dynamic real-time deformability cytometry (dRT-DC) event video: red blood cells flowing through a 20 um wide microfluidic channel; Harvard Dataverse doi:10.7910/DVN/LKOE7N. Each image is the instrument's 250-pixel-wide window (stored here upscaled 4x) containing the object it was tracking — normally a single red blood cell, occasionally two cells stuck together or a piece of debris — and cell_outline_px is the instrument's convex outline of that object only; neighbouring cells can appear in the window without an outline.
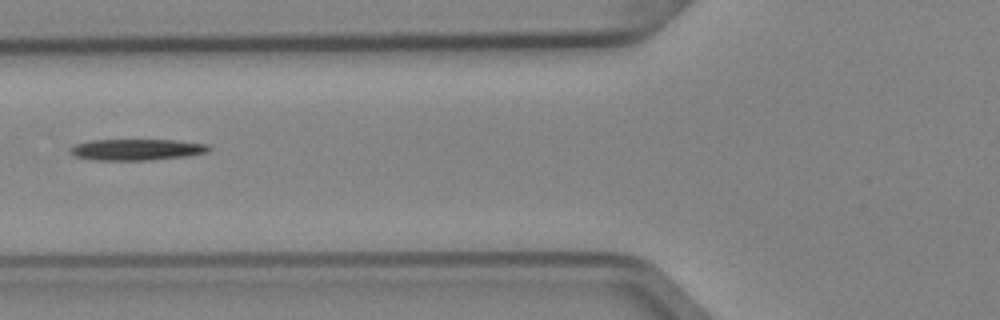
{"species": "Egyptian fruit bat (a non-hibernating species)", "species_latin": "Rousettus aegyptiacus", "temperature_condition": "cold", "stored_images_in_passage": 5, "camera_frame_rate_fps": 3000, "um_per_image_px": 0.085, "animal": {"sex": "female"}, "frame": {"image": 1, "passage_image": 4, "time_ms": 1.0, "image_size_px": [1000, 320], "cell_outline_px": [[212, 148], [208, 152], [188, 156], [148, 160], [96, 160], [76, 156], [68, 148], [76, 144], [88, 140], [176, 140], [208, 144]], "centroid_in_image_um": [11.66, 12.71], "position_along_channel_um": 114.1, "area_um2": 17.17}}
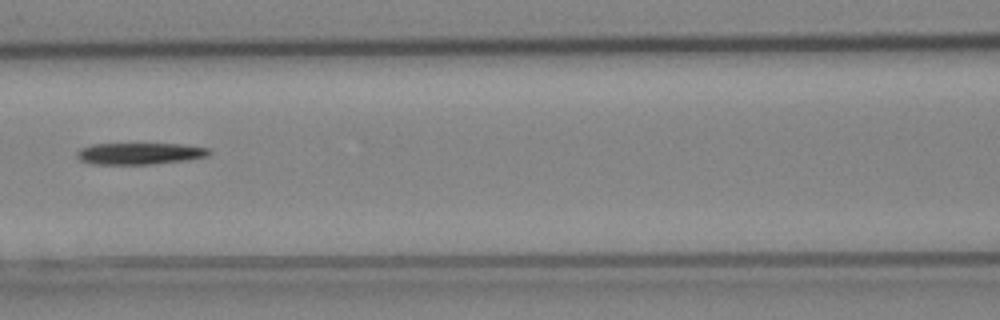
{"frame": {"image": 2, "passage_image": 5, "time_ms": 1.333, "image_size_px": [1000, 320], "cell_outline_px": [[212, 152], [208, 156], [184, 160], [152, 164], [92, 164], [80, 160], [76, 156], [76, 152], [80, 148], [92, 144], [180, 144], [208, 148]], "centroid_in_image_um": [11.84, 13.05], "position_along_channel_um": 154.8, "area_um2": 16.59}}